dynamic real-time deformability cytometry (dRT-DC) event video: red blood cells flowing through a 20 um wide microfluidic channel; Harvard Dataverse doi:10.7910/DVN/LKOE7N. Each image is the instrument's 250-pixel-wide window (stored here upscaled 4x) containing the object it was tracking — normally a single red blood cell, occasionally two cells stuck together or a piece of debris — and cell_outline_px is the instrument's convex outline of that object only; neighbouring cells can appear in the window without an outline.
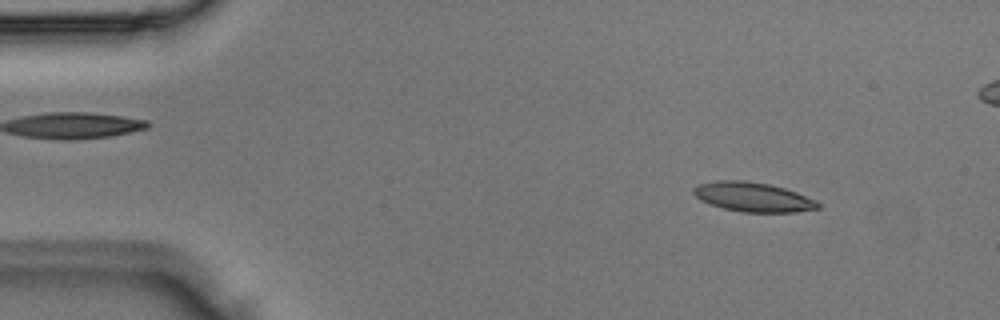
{"species": "Egyptian fruit bat (a non-hibernating species)", "species_latin": "Rousettus aegyptiacus", "temperature_condition": "room temperature", "stored_images_in_passage": 3, "camera_frame_rate_fps": 3000, "um_per_image_px": 0.085, "animal": {"sex": "male"}, "frame": {"image": 1, "passage_image": 1, "time_ms": 0.0, "image_size_px": [1000, 320], "cell_outline_px": [[820, 208], [796, 212], [740, 212], [724, 208], [700, 200], [692, 192], [692, 188], [700, 184], [716, 180], [744, 180], [768, 184], [784, 188], [796, 192], [816, 200], [820, 204]], "centroid_in_image_um": [64.01, 16.74], "position_along_channel_um": 21.0, "area_um2": 21.27}}